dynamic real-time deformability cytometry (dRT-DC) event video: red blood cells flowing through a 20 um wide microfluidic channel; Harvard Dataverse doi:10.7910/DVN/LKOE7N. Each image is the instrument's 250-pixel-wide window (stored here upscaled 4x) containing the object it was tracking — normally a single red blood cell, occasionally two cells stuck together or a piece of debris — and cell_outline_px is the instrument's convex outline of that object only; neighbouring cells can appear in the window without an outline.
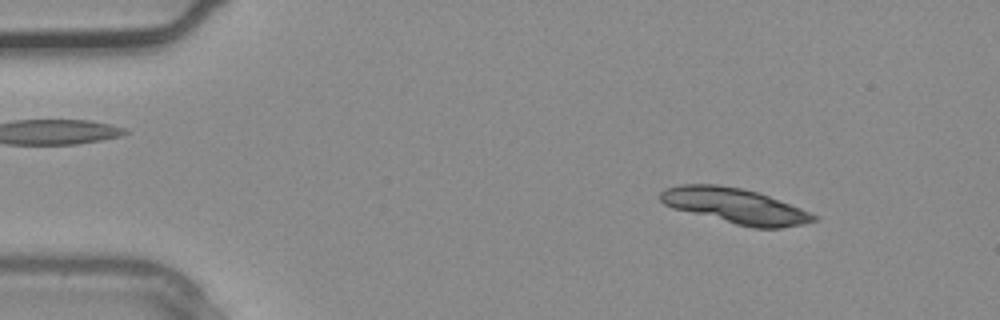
{"species": "common noctule bat (a hibernating species)", "species_latin": "Nyctalus noctula", "temperature_condition": "warm", "stored_images_in_passage": 12, "camera_frame_rate_fps": 3000, "um_per_image_px": 0.085, "animal": {"sex": "male", "body_mass_g": 20.4}, "frame": {"image": 1, "passage_image": 4, "time_ms": 1.0, "image_size_px": [1000, 320], "cell_outline_px": [[820, 220], [804, 224], [780, 228], [752, 228], [672, 208], [664, 204], [660, 200], [660, 192], [664, 188], [680, 184], [716, 184], [740, 188], [756, 192], [768, 196], [800, 208], [820, 216]], "centroid_in_image_um": [62.5, 17.5], "position_along_channel_um": 22.5, "area_um2": 31.5}}